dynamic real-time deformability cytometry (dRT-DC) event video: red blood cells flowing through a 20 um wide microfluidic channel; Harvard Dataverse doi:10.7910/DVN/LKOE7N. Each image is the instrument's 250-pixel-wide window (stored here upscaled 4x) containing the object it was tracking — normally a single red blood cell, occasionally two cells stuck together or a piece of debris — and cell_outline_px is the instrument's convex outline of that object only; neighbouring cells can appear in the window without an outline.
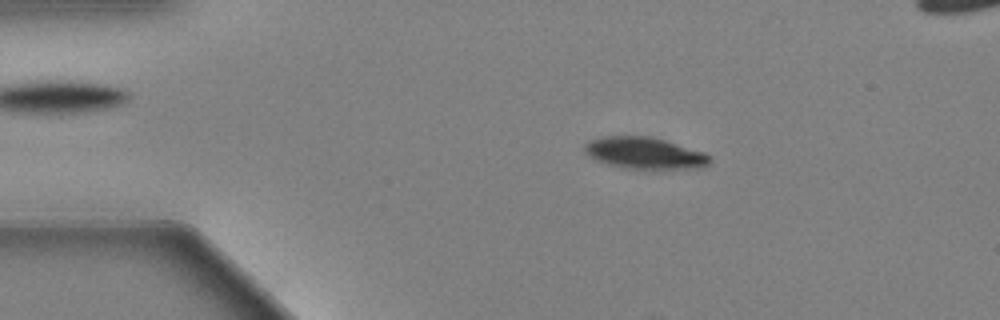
{"species": "Egyptian fruit bat (a non-hibernating species)", "species_latin": "Rousettus aegyptiacus", "temperature_condition": "warm", "stored_images_in_passage": 56, "segment_of_instrument_passage": [1, 2], "camera_frame_rate_fps": 3000, "um_per_image_px": 0.085, "animal": {"sex": "female"}, "frame": {"image": 1, "passage_image": 10, "time_ms": 3.0, "image_size_px": [1000, 320], "cell_outline_px": [[712, 160], [708, 164], [688, 168], [624, 168], [608, 164], [596, 160], [584, 152], [584, 144], [592, 140], [604, 136], [648, 136], [664, 140], [704, 152], [712, 156]], "centroid_in_image_um": [54.77, 13.0], "position_along_channel_um": 30.2, "area_um2": 22.66}}
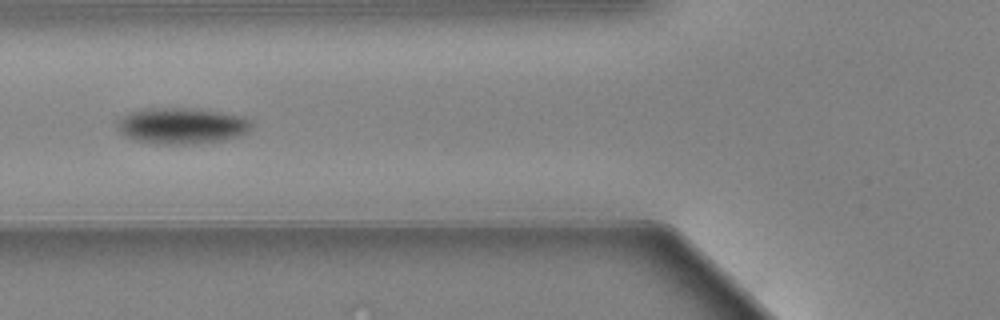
{"frame": {"image": 2, "passage_image": 21, "time_ms": 6.667, "image_size_px": [1000, 320], "cell_outline_px": [[252, 128], [248, 132], [224, 140], [200, 144], [160, 144], [136, 140], [120, 132], [116, 128], [116, 124], [124, 116], [132, 112], [148, 108], [184, 108], [216, 112], [240, 116], [248, 120], [252, 124]], "centroid_in_image_um": [15.45, 10.71], "position_along_channel_um": 110.4, "area_um2": 27.8}}
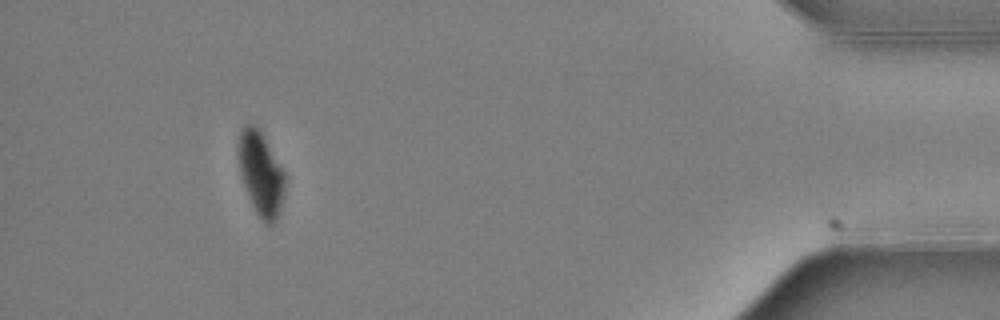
{"frame": {"image": 3, "passage_image": 51, "time_ms": 16.667, "image_size_px": [1000, 320], "cell_outline_px": [[284, 196], [276, 224], [268, 224], [260, 220], [252, 204], [244, 184], [240, 172], [236, 152], [240, 132], [244, 124], [256, 124], [264, 136], [284, 172]], "centroid_in_image_um": [22.16, 14.75], "position_along_channel_um": 413.0, "area_um2": 22.89}}